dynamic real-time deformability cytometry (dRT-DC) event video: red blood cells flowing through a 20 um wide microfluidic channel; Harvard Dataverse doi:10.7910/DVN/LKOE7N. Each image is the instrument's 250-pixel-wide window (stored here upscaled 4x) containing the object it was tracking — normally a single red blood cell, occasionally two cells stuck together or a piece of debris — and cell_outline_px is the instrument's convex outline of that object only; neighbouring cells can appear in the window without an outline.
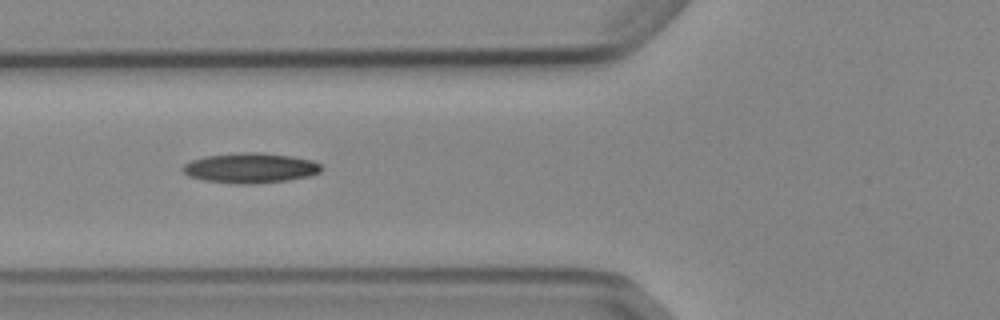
{"species": "Egyptian fruit bat (a non-hibernating species)", "species_latin": "Rousettus aegyptiacus", "temperature_condition": "cold", "stored_images_in_passage": 9, "camera_frame_rate_fps": 3000, "um_per_image_px": 0.085, "animal": {"sex": "female"}, "frame": {"image": 1, "passage_image": 7, "time_ms": 7.667, "image_size_px": [1000, 320], "cell_outline_px": [[320, 172], [308, 176], [284, 180], [252, 184], [236, 184], [204, 180], [188, 176], [180, 168], [184, 164], [192, 160], [204, 156], [236, 152], [260, 152], [292, 156], [312, 160], [320, 164]], "centroid_in_image_um": [21.23, 14.26], "position_along_channel_um": 104.6, "area_um2": 24.28}}